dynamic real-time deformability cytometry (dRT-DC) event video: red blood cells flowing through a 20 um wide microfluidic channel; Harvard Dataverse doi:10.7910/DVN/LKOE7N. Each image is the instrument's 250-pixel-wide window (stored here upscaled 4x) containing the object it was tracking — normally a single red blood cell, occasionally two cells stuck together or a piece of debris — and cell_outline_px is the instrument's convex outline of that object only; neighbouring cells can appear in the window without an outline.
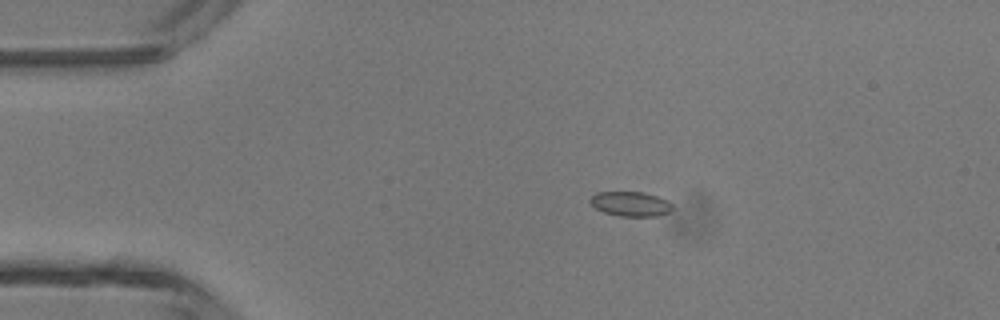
{"species": "common noctule bat (a hibernating species)", "species_latin": "Nyctalus noctula", "temperature_condition": "room temperature", "stored_images_in_passage": 47, "camera_frame_rate_fps": 3000, "um_per_image_px": 0.085, "animal": {"sex": "male", "body_mass_g": 13.3}, "frame": {"image": 1, "passage_image": 9, "time_ms": 2.667, "image_size_px": [1000, 320], "cell_outline_px": [[672, 212], [656, 216], [620, 216], [604, 212], [596, 208], [588, 200], [596, 192], [644, 192], [668, 200], [672, 204]], "centroid_in_image_um": [53.62, 17.33], "position_along_channel_um": 31.4, "area_um2": 11.85}}
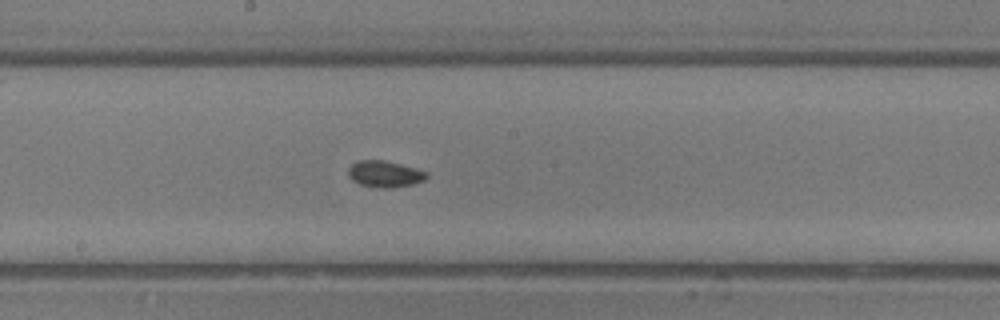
{"frame": {"image": 2, "passage_image": 25, "time_ms": 8.0, "image_size_px": [1000, 320], "cell_outline_px": [[428, 176], [424, 180], [412, 184], [392, 188], [372, 188], [360, 184], [352, 180], [348, 176], [348, 168], [356, 160], [384, 160], [400, 164], [428, 172]], "centroid_in_image_um": [32.67, 14.8], "position_along_channel_um": 215.5, "area_um2": 12.2}}
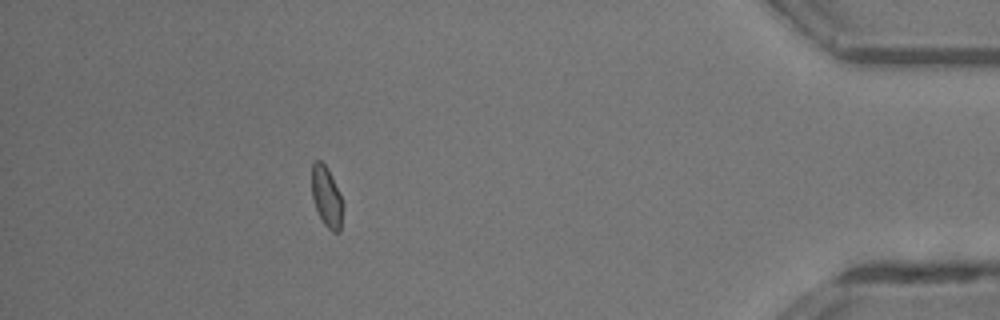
{"frame": {"image": 3, "passage_image": 42, "time_ms": 13.667, "image_size_px": [1000, 320], "cell_outline_px": [[344, 204], [340, 232], [332, 232], [324, 224], [316, 208], [312, 196], [312, 164], [316, 160], [320, 160], [328, 168], [340, 192]], "centroid_in_image_um": [27.79, 16.73], "position_along_channel_um": 407.4, "area_um2": 11.1}, "authors_computed_cell_mechanics": {"area_um2": 11.7912, "velocity_mm_per_s": 4.379, "shape_relaxation_time_tau1_ms": 2.9591, "shape_relaxation_time_tau2_ms": 1.3289, "deformation_change_tau1": 0.0562, "deformation_change_tau2": 0.038}}